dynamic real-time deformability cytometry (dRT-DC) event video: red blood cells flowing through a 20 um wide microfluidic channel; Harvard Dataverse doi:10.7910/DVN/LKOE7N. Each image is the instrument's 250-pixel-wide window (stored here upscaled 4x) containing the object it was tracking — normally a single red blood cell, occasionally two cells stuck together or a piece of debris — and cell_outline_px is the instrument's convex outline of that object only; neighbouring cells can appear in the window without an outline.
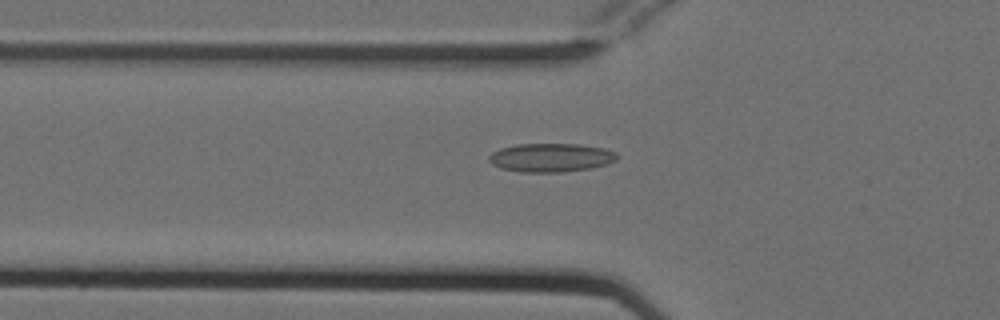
{"species": "Egyptian fruit bat (a non-hibernating species)", "species_latin": "Rousettus aegyptiacus", "temperature_condition": "cold", "stored_images_in_passage": 36, "camera_frame_rate_fps": 3000, "um_per_image_px": 0.085, "animal": {"sex": "female"}, "frame": {"image": 1, "passage_image": 5, "time_ms": 1.333, "image_size_px": [1000, 320], "cell_outline_px": [[616, 160], [608, 164], [592, 168], [564, 172], [520, 172], [500, 168], [492, 164], [488, 160], [488, 156], [492, 152], [500, 148], [516, 144], [580, 144], [604, 148], [616, 152]], "centroid_in_image_um": [46.81, 13.4], "position_along_channel_um": 79.0, "area_um2": 21.56}}
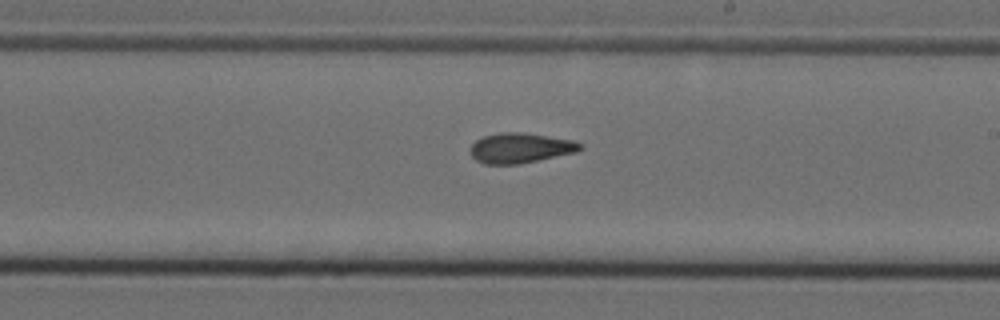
{"frame": {"image": 2, "passage_image": 18, "time_ms": 5.667, "image_size_px": [1000, 320], "cell_outline_px": [[584, 148], [576, 152], [520, 164], [484, 164], [476, 160], [472, 156], [468, 148], [476, 140], [484, 136], [500, 132], [520, 132], [572, 140], [584, 144]], "centroid_in_image_um": [44.22, 12.58], "position_along_channel_um": 244.8, "area_um2": 19.31}}
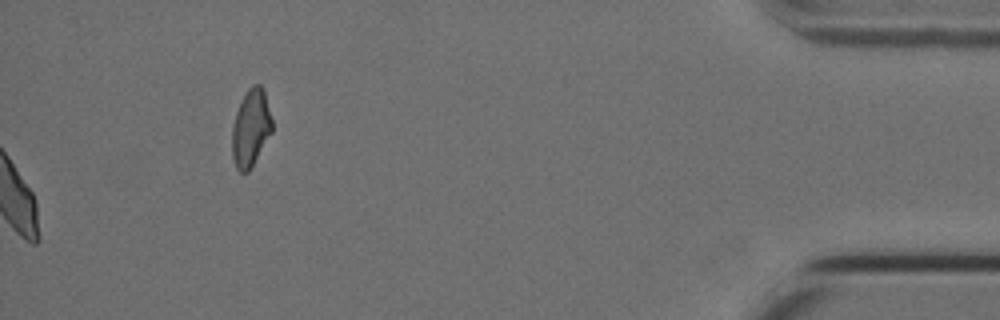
{"frame": {"image": 3, "passage_image": 36, "time_ms": 11.667, "image_size_px": [1000, 320], "cell_outline_px": [[272, 132], [248, 172], [240, 172], [236, 168], [232, 156], [232, 128], [236, 112], [248, 88], [252, 84], [260, 84], [264, 88], [272, 120]], "centroid_in_image_um": [21.32, 10.86], "position_along_channel_um": 413.9, "area_um2": 17.92}, "authors_computed_cell_mechanics": {"area_um2": 19.5075, "velocity_mm_per_s": 3.7959, "shape_relaxation_time_tau1_ms": null, "shape_relaxation_time_tau2_ms": 3.8816, "deformation_change_tau1": null, "deformation_change_tau2": 0.1128}}